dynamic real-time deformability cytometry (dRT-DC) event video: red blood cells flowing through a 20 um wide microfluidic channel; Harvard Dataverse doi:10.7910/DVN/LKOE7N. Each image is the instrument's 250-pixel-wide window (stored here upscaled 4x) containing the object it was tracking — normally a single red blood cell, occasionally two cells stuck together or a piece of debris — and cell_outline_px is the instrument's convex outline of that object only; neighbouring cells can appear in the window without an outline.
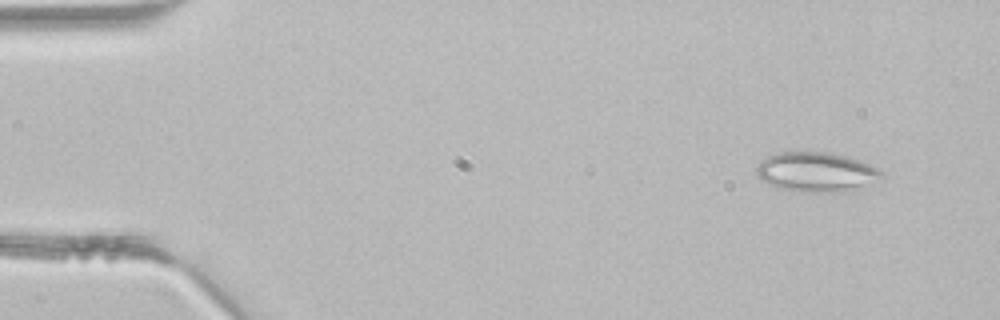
{"species": "common noctule bat (a hibernating species)", "species_latin": "Nyctalus noctula", "temperature_condition": "room temperature", "stored_images_in_passage": 3, "camera_frame_rate_fps": 3000, "um_per_image_px": 0.085, "animal": {"sex": "male", "body_mass_g": 21.5, "forearm_length_mm": 52.0}, "frame": {"image": 1, "passage_image": 1, "time_ms": 0.0, "image_size_px": [1000, 320], "cell_outline_px": [[884, 176], [852, 192], [808, 192], [776, 188], [760, 180], [756, 176], [756, 164], [768, 156], [776, 152], [808, 148], [832, 152], [848, 156], [868, 164], [876, 168]], "centroid_in_image_um": [69.31, 14.58], "position_along_channel_um": 15.7, "area_um2": 30.0}}